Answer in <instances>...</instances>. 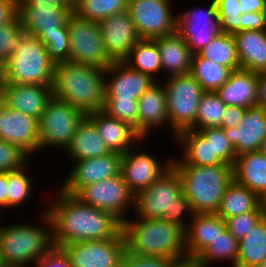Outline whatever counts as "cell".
Wrapping results in <instances>:
<instances>
[{"label": "cell", "instance_id": "obj_57", "mask_svg": "<svg viewBox=\"0 0 266 267\" xmlns=\"http://www.w3.org/2000/svg\"><path fill=\"white\" fill-rule=\"evenodd\" d=\"M4 99V80L0 72V106L3 104Z\"/></svg>", "mask_w": 266, "mask_h": 267}, {"label": "cell", "instance_id": "obj_17", "mask_svg": "<svg viewBox=\"0 0 266 267\" xmlns=\"http://www.w3.org/2000/svg\"><path fill=\"white\" fill-rule=\"evenodd\" d=\"M0 140L12 143L31 159L39 154L38 119L20 111L0 106Z\"/></svg>", "mask_w": 266, "mask_h": 267}, {"label": "cell", "instance_id": "obj_4", "mask_svg": "<svg viewBox=\"0 0 266 267\" xmlns=\"http://www.w3.org/2000/svg\"><path fill=\"white\" fill-rule=\"evenodd\" d=\"M42 209L35 222L5 225L0 217V257L5 267L32 266L54 246L51 221L46 207Z\"/></svg>", "mask_w": 266, "mask_h": 267}, {"label": "cell", "instance_id": "obj_11", "mask_svg": "<svg viewBox=\"0 0 266 267\" xmlns=\"http://www.w3.org/2000/svg\"><path fill=\"white\" fill-rule=\"evenodd\" d=\"M147 139L141 140L134 148L122 155L120 174L128 188L137 194L150 187L172 168L173 155L160 159L148 149H143ZM150 152V153H149Z\"/></svg>", "mask_w": 266, "mask_h": 267}, {"label": "cell", "instance_id": "obj_14", "mask_svg": "<svg viewBox=\"0 0 266 267\" xmlns=\"http://www.w3.org/2000/svg\"><path fill=\"white\" fill-rule=\"evenodd\" d=\"M205 8H186L177 13L176 32L186 41L193 54L199 53L221 31L214 0H209ZM203 7V8H202Z\"/></svg>", "mask_w": 266, "mask_h": 267}, {"label": "cell", "instance_id": "obj_32", "mask_svg": "<svg viewBox=\"0 0 266 267\" xmlns=\"http://www.w3.org/2000/svg\"><path fill=\"white\" fill-rule=\"evenodd\" d=\"M239 241L225 229L190 263V267H213L219 262L235 267L238 259ZM218 262V263H217Z\"/></svg>", "mask_w": 266, "mask_h": 267}, {"label": "cell", "instance_id": "obj_55", "mask_svg": "<svg viewBox=\"0 0 266 267\" xmlns=\"http://www.w3.org/2000/svg\"><path fill=\"white\" fill-rule=\"evenodd\" d=\"M41 2L45 4L64 5L65 7H70L73 10L75 8V0H15L17 9L24 4L41 3Z\"/></svg>", "mask_w": 266, "mask_h": 267}, {"label": "cell", "instance_id": "obj_5", "mask_svg": "<svg viewBox=\"0 0 266 267\" xmlns=\"http://www.w3.org/2000/svg\"><path fill=\"white\" fill-rule=\"evenodd\" d=\"M52 95L85 114L102 110L105 98V70L70 61L56 64Z\"/></svg>", "mask_w": 266, "mask_h": 267}, {"label": "cell", "instance_id": "obj_16", "mask_svg": "<svg viewBox=\"0 0 266 267\" xmlns=\"http://www.w3.org/2000/svg\"><path fill=\"white\" fill-rule=\"evenodd\" d=\"M121 159V154L110 152L101 157L69 162L71 167L67 169V175L57 186L63 192L75 195L86 185L120 174Z\"/></svg>", "mask_w": 266, "mask_h": 267}, {"label": "cell", "instance_id": "obj_58", "mask_svg": "<svg viewBox=\"0 0 266 267\" xmlns=\"http://www.w3.org/2000/svg\"><path fill=\"white\" fill-rule=\"evenodd\" d=\"M260 207L264 209V212L266 214V192L260 197Z\"/></svg>", "mask_w": 266, "mask_h": 267}, {"label": "cell", "instance_id": "obj_49", "mask_svg": "<svg viewBox=\"0 0 266 267\" xmlns=\"http://www.w3.org/2000/svg\"><path fill=\"white\" fill-rule=\"evenodd\" d=\"M32 266L34 267H71L70 260L65 251L53 246L46 254L41 256Z\"/></svg>", "mask_w": 266, "mask_h": 267}, {"label": "cell", "instance_id": "obj_59", "mask_svg": "<svg viewBox=\"0 0 266 267\" xmlns=\"http://www.w3.org/2000/svg\"><path fill=\"white\" fill-rule=\"evenodd\" d=\"M259 150L266 155V137L263 139Z\"/></svg>", "mask_w": 266, "mask_h": 267}, {"label": "cell", "instance_id": "obj_23", "mask_svg": "<svg viewBox=\"0 0 266 267\" xmlns=\"http://www.w3.org/2000/svg\"><path fill=\"white\" fill-rule=\"evenodd\" d=\"M86 117L95 125L110 152L123 155L143 140L132 126L110 117L102 110L88 113Z\"/></svg>", "mask_w": 266, "mask_h": 267}, {"label": "cell", "instance_id": "obj_36", "mask_svg": "<svg viewBox=\"0 0 266 267\" xmlns=\"http://www.w3.org/2000/svg\"><path fill=\"white\" fill-rule=\"evenodd\" d=\"M33 159L28 162V165H24L14 171L8 172V194H7V210H16L25 203H28L30 199L32 200L35 195L36 184L33 183L32 172L33 169H29L30 165L32 167ZM31 163V164H30ZM29 172V173H28ZM31 173V174H30ZM33 184H35L33 186ZM31 197V198H30Z\"/></svg>", "mask_w": 266, "mask_h": 267}, {"label": "cell", "instance_id": "obj_12", "mask_svg": "<svg viewBox=\"0 0 266 267\" xmlns=\"http://www.w3.org/2000/svg\"><path fill=\"white\" fill-rule=\"evenodd\" d=\"M75 196L83 203L112 214L121 223L128 219V213L134 209L135 194L123 181L121 174L86 185Z\"/></svg>", "mask_w": 266, "mask_h": 267}, {"label": "cell", "instance_id": "obj_51", "mask_svg": "<svg viewBox=\"0 0 266 267\" xmlns=\"http://www.w3.org/2000/svg\"><path fill=\"white\" fill-rule=\"evenodd\" d=\"M246 110V108L239 106H227L221 121V128L237 127L241 123Z\"/></svg>", "mask_w": 266, "mask_h": 267}, {"label": "cell", "instance_id": "obj_28", "mask_svg": "<svg viewBox=\"0 0 266 267\" xmlns=\"http://www.w3.org/2000/svg\"><path fill=\"white\" fill-rule=\"evenodd\" d=\"M154 40L160 53L163 78L190 73L193 53L177 32Z\"/></svg>", "mask_w": 266, "mask_h": 267}, {"label": "cell", "instance_id": "obj_6", "mask_svg": "<svg viewBox=\"0 0 266 267\" xmlns=\"http://www.w3.org/2000/svg\"><path fill=\"white\" fill-rule=\"evenodd\" d=\"M182 182V191L194 212L216 213L228 185L233 181V166L172 165Z\"/></svg>", "mask_w": 266, "mask_h": 267}, {"label": "cell", "instance_id": "obj_39", "mask_svg": "<svg viewBox=\"0 0 266 267\" xmlns=\"http://www.w3.org/2000/svg\"><path fill=\"white\" fill-rule=\"evenodd\" d=\"M128 0H75L73 13L78 17L99 22L127 11Z\"/></svg>", "mask_w": 266, "mask_h": 267}, {"label": "cell", "instance_id": "obj_8", "mask_svg": "<svg viewBox=\"0 0 266 267\" xmlns=\"http://www.w3.org/2000/svg\"><path fill=\"white\" fill-rule=\"evenodd\" d=\"M161 83L167 96L168 130L174 139L179 132L195 124L204 90L190 73L165 77Z\"/></svg>", "mask_w": 266, "mask_h": 267}, {"label": "cell", "instance_id": "obj_42", "mask_svg": "<svg viewBox=\"0 0 266 267\" xmlns=\"http://www.w3.org/2000/svg\"><path fill=\"white\" fill-rule=\"evenodd\" d=\"M221 33L234 34L242 31L241 10L238 0H214Z\"/></svg>", "mask_w": 266, "mask_h": 267}, {"label": "cell", "instance_id": "obj_25", "mask_svg": "<svg viewBox=\"0 0 266 267\" xmlns=\"http://www.w3.org/2000/svg\"><path fill=\"white\" fill-rule=\"evenodd\" d=\"M173 140L172 142L178 146L180 154L178 153L177 157L173 155L172 165L205 166L224 164L216 154H213L211 137H204L197 130H183Z\"/></svg>", "mask_w": 266, "mask_h": 267}, {"label": "cell", "instance_id": "obj_54", "mask_svg": "<svg viewBox=\"0 0 266 267\" xmlns=\"http://www.w3.org/2000/svg\"><path fill=\"white\" fill-rule=\"evenodd\" d=\"M7 194H8V172H0V217L4 215V212H2V210L3 211L7 210Z\"/></svg>", "mask_w": 266, "mask_h": 267}, {"label": "cell", "instance_id": "obj_34", "mask_svg": "<svg viewBox=\"0 0 266 267\" xmlns=\"http://www.w3.org/2000/svg\"><path fill=\"white\" fill-rule=\"evenodd\" d=\"M266 260V215L239 240L235 267H253Z\"/></svg>", "mask_w": 266, "mask_h": 267}, {"label": "cell", "instance_id": "obj_45", "mask_svg": "<svg viewBox=\"0 0 266 267\" xmlns=\"http://www.w3.org/2000/svg\"><path fill=\"white\" fill-rule=\"evenodd\" d=\"M204 137H211V146L213 147V154L225 164L234 165L236 153L233 145L226 137L224 129L222 128H204L198 130Z\"/></svg>", "mask_w": 266, "mask_h": 267}, {"label": "cell", "instance_id": "obj_43", "mask_svg": "<svg viewBox=\"0 0 266 267\" xmlns=\"http://www.w3.org/2000/svg\"><path fill=\"white\" fill-rule=\"evenodd\" d=\"M38 39L45 45L54 65L70 61L68 27H60V33L41 34Z\"/></svg>", "mask_w": 266, "mask_h": 267}, {"label": "cell", "instance_id": "obj_15", "mask_svg": "<svg viewBox=\"0 0 266 267\" xmlns=\"http://www.w3.org/2000/svg\"><path fill=\"white\" fill-rule=\"evenodd\" d=\"M61 248L71 267H119L126 243L121 231L115 238L69 243Z\"/></svg>", "mask_w": 266, "mask_h": 267}, {"label": "cell", "instance_id": "obj_20", "mask_svg": "<svg viewBox=\"0 0 266 267\" xmlns=\"http://www.w3.org/2000/svg\"><path fill=\"white\" fill-rule=\"evenodd\" d=\"M156 82L150 75L133 70L124 62H113L105 69L104 99L138 100Z\"/></svg>", "mask_w": 266, "mask_h": 267}, {"label": "cell", "instance_id": "obj_41", "mask_svg": "<svg viewBox=\"0 0 266 267\" xmlns=\"http://www.w3.org/2000/svg\"><path fill=\"white\" fill-rule=\"evenodd\" d=\"M26 34L18 15L10 22L0 25V69L15 52Z\"/></svg>", "mask_w": 266, "mask_h": 267}, {"label": "cell", "instance_id": "obj_46", "mask_svg": "<svg viewBox=\"0 0 266 267\" xmlns=\"http://www.w3.org/2000/svg\"><path fill=\"white\" fill-rule=\"evenodd\" d=\"M264 209L260 207L256 211L236 215L225 219L226 229L239 241L250 229L254 227L264 216Z\"/></svg>", "mask_w": 266, "mask_h": 267}, {"label": "cell", "instance_id": "obj_31", "mask_svg": "<svg viewBox=\"0 0 266 267\" xmlns=\"http://www.w3.org/2000/svg\"><path fill=\"white\" fill-rule=\"evenodd\" d=\"M110 153L95 125L85 117L78 125L70 145L65 149L64 156L68 162L101 157Z\"/></svg>", "mask_w": 266, "mask_h": 267}, {"label": "cell", "instance_id": "obj_26", "mask_svg": "<svg viewBox=\"0 0 266 267\" xmlns=\"http://www.w3.org/2000/svg\"><path fill=\"white\" fill-rule=\"evenodd\" d=\"M225 229V220L216 213L195 214L185 231L189 264Z\"/></svg>", "mask_w": 266, "mask_h": 267}, {"label": "cell", "instance_id": "obj_22", "mask_svg": "<svg viewBox=\"0 0 266 267\" xmlns=\"http://www.w3.org/2000/svg\"><path fill=\"white\" fill-rule=\"evenodd\" d=\"M224 132L236 156L258 151L266 137V108L259 105L247 108L241 123L224 129Z\"/></svg>", "mask_w": 266, "mask_h": 267}, {"label": "cell", "instance_id": "obj_44", "mask_svg": "<svg viewBox=\"0 0 266 267\" xmlns=\"http://www.w3.org/2000/svg\"><path fill=\"white\" fill-rule=\"evenodd\" d=\"M110 117L126 122L133 128L138 122V100L135 99H104L102 109Z\"/></svg>", "mask_w": 266, "mask_h": 267}, {"label": "cell", "instance_id": "obj_50", "mask_svg": "<svg viewBox=\"0 0 266 267\" xmlns=\"http://www.w3.org/2000/svg\"><path fill=\"white\" fill-rule=\"evenodd\" d=\"M242 31L266 30V12H246L241 14Z\"/></svg>", "mask_w": 266, "mask_h": 267}, {"label": "cell", "instance_id": "obj_1", "mask_svg": "<svg viewBox=\"0 0 266 267\" xmlns=\"http://www.w3.org/2000/svg\"><path fill=\"white\" fill-rule=\"evenodd\" d=\"M54 188L55 195L45 206L54 246L111 239L122 231V223L112 214L83 203L55 185Z\"/></svg>", "mask_w": 266, "mask_h": 267}, {"label": "cell", "instance_id": "obj_37", "mask_svg": "<svg viewBox=\"0 0 266 267\" xmlns=\"http://www.w3.org/2000/svg\"><path fill=\"white\" fill-rule=\"evenodd\" d=\"M232 70L208 59L198 53L193 54L190 74L202 86L204 92H215L225 84Z\"/></svg>", "mask_w": 266, "mask_h": 267}, {"label": "cell", "instance_id": "obj_2", "mask_svg": "<svg viewBox=\"0 0 266 267\" xmlns=\"http://www.w3.org/2000/svg\"><path fill=\"white\" fill-rule=\"evenodd\" d=\"M129 218L122 223L126 250L142 256L173 258L182 267H190L183 228L160 219Z\"/></svg>", "mask_w": 266, "mask_h": 267}, {"label": "cell", "instance_id": "obj_40", "mask_svg": "<svg viewBox=\"0 0 266 267\" xmlns=\"http://www.w3.org/2000/svg\"><path fill=\"white\" fill-rule=\"evenodd\" d=\"M226 107L215 92H204L198 104L195 124L190 129L221 128Z\"/></svg>", "mask_w": 266, "mask_h": 267}, {"label": "cell", "instance_id": "obj_61", "mask_svg": "<svg viewBox=\"0 0 266 267\" xmlns=\"http://www.w3.org/2000/svg\"><path fill=\"white\" fill-rule=\"evenodd\" d=\"M0 267H5L4 264H3V262H2L1 257H0Z\"/></svg>", "mask_w": 266, "mask_h": 267}, {"label": "cell", "instance_id": "obj_52", "mask_svg": "<svg viewBox=\"0 0 266 267\" xmlns=\"http://www.w3.org/2000/svg\"><path fill=\"white\" fill-rule=\"evenodd\" d=\"M16 15L15 0H0V25L10 22Z\"/></svg>", "mask_w": 266, "mask_h": 267}, {"label": "cell", "instance_id": "obj_13", "mask_svg": "<svg viewBox=\"0 0 266 267\" xmlns=\"http://www.w3.org/2000/svg\"><path fill=\"white\" fill-rule=\"evenodd\" d=\"M173 0H128L127 12L140 39H155L176 32ZM172 5V6H171Z\"/></svg>", "mask_w": 266, "mask_h": 267}, {"label": "cell", "instance_id": "obj_19", "mask_svg": "<svg viewBox=\"0 0 266 267\" xmlns=\"http://www.w3.org/2000/svg\"><path fill=\"white\" fill-rule=\"evenodd\" d=\"M106 53L113 62H123L140 40L131 15L125 11L98 22Z\"/></svg>", "mask_w": 266, "mask_h": 267}, {"label": "cell", "instance_id": "obj_9", "mask_svg": "<svg viewBox=\"0 0 266 267\" xmlns=\"http://www.w3.org/2000/svg\"><path fill=\"white\" fill-rule=\"evenodd\" d=\"M85 117L82 110L53 97L38 120L39 152L59 149L63 153Z\"/></svg>", "mask_w": 266, "mask_h": 267}, {"label": "cell", "instance_id": "obj_56", "mask_svg": "<svg viewBox=\"0 0 266 267\" xmlns=\"http://www.w3.org/2000/svg\"><path fill=\"white\" fill-rule=\"evenodd\" d=\"M258 105L266 108V72L258 73Z\"/></svg>", "mask_w": 266, "mask_h": 267}, {"label": "cell", "instance_id": "obj_27", "mask_svg": "<svg viewBox=\"0 0 266 267\" xmlns=\"http://www.w3.org/2000/svg\"><path fill=\"white\" fill-rule=\"evenodd\" d=\"M215 93L226 106L249 108L258 105V73L238 69L231 72L228 80Z\"/></svg>", "mask_w": 266, "mask_h": 267}, {"label": "cell", "instance_id": "obj_53", "mask_svg": "<svg viewBox=\"0 0 266 267\" xmlns=\"http://www.w3.org/2000/svg\"><path fill=\"white\" fill-rule=\"evenodd\" d=\"M242 6L241 14L246 12H266V0H238Z\"/></svg>", "mask_w": 266, "mask_h": 267}, {"label": "cell", "instance_id": "obj_33", "mask_svg": "<svg viewBox=\"0 0 266 267\" xmlns=\"http://www.w3.org/2000/svg\"><path fill=\"white\" fill-rule=\"evenodd\" d=\"M259 208L260 197L249 188L233 180L226 188L216 214L225 220L236 215L256 211Z\"/></svg>", "mask_w": 266, "mask_h": 267}, {"label": "cell", "instance_id": "obj_60", "mask_svg": "<svg viewBox=\"0 0 266 267\" xmlns=\"http://www.w3.org/2000/svg\"><path fill=\"white\" fill-rule=\"evenodd\" d=\"M253 267H266V260L263 263L258 264V265L253 266Z\"/></svg>", "mask_w": 266, "mask_h": 267}, {"label": "cell", "instance_id": "obj_24", "mask_svg": "<svg viewBox=\"0 0 266 267\" xmlns=\"http://www.w3.org/2000/svg\"><path fill=\"white\" fill-rule=\"evenodd\" d=\"M53 98L52 87L36 84H4L3 103L28 116L40 119Z\"/></svg>", "mask_w": 266, "mask_h": 267}, {"label": "cell", "instance_id": "obj_29", "mask_svg": "<svg viewBox=\"0 0 266 267\" xmlns=\"http://www.w3.org/2000/svg\"><path fill=\"white\" fill-rule=\"evenodd\" d=\"M240 69L266 72V30H246L232 34Z\"/></svg>", "mask_w": 266, "mask_h": 267}, {"label": "cell", "instance_id": "obj_18", "mask_svg": "<svg viewBox=\"0 0 266 267\" xmlns=\"http://www.w3.org/2000/svg\"><path fill=\"white\" fill-rule=\"evenodd\" d=\"M72 14L70 7L42 2L24 4L17 9L22 28L37 38L41 34L60 33V27H67Z\"/></svg>", "mask_w": 266, "mask_h": 267}, {"label": "cell", "instance_id": "obj_3", "mask_svg": "<svg viewBox=\"0 0 266 267\" xmlns=\"http://www.w3.org/2000/svg\"><path fill=\"white\" fill-rule=\"evenodd\" d=\"M131 214L136 218L160 219L186 231L196 213L182 191L178 173L171 168L150 187L135 194Z\"/></svg>", "mask_w": 266, "mask_h": 267}, {"label": "cell", "instance_id": "obj_35", "mask_svg": "<svg viewBox=\"0 0 266 267\" xmlns=\"http://www.w3.org/2000/svg\"><path fill=\"white\" fill-rule=\"evenodd\" d=\"M123 62L133 70L150 75L156 81L163 79H159L162 77L161 58L154 39H140Z\"/></svg>", "mask_w": 266, "mask_h": 267}, {"label": "cell", "instance_id": "obj_30", "mask_svg": "<svg viewBox=\"0 0 266 267\" xmlns=\"http://www.w3.org/2000/svg\"><path fill=\"white\" fill-rule=\"evenodd\" d=\"M233 180L261 197L266 192V155L258 150L236 156Z\"/></svg>", "mask_w": 266, "mask_h": 267}, {"label": "cell", "instance_id": "obj_47", "mask_svg": "<svg viewBox=\"0 0 266 267\" xmlns=\"http://www.w3.org/2000/svg\"><path fill=\"white\" fill-rule=\"evenodd\" d=\"M30 160L31 158L18 146L0 140V172L17 170Z\"/></svg>", "mask_w": 266, "mask_h": 267}, {"label": "cell", "instance_id": "obj_7", "mask_svg": "<svg viewBox=\"0 0 266 267\" xmlns=\"http://www.w3.org/2000/svg\"><path fill=\"white\" fill-rule=\"evenodd\" d=\"M54 67L45 45L37 37L26 34L0 72L4 84L51 86Z\"/></svg>", "mask_w": 266, "mask_h": 267}, {"label": "cell", "instance_id": "obj_48", "mask_svg": "<svg viewBox=\"0 0 266 267\" xmlns=\"http://www.w3.org/2000/svg\"><path fill=\"white\" fill-rule=\"evenodd\" d=\"M119 267H182L175 259L163 256H142L125 250Z\"/></svg>", "mask_w": 266, "mask_h": 267}, {"label": "cell", "instance_id": "obj_38", "mask_svg": "<svg viewBox=\"0 0 266 267\" xmlns=\"http://www.w3.org/2000/svg\"><path fill=\"white\" fill-rule=\"evenodd\" d=\"M198 54L202 58L228 67L232 71L240 69L237 49L232 34L220 33Z\"/></svg>", "mask_w": 266, "mask_h": 267}, {"label": "cell", "instance_id": "obj_21", "mask_svg": "<svg viewBox=\"0 0 266 267\" xmlns=\"http://www.w3.org/2000/svg\"><path fill=\"white\" fill-rule=\"evenodd\" d=\"M164 127L168 129L167 96L161 81H157L138 99V122L134 129L148 139L152 132Z\"/></svg>", "mask_w": 266, "mask_h": 267}, {"label": "cell", "instance_id": "obj_10", "mask_svg": "<svg viewBox=\"0 0 266 267\" xmlns=\"http://www.w3.org/2000/svg\"><path fill=\"white\" fill-rule=\"evenodd\" d=\"M70 62L107 69L113 61L106 53L98 22L72 14L67 21Z\"/></svg>", "mask_w": 266, "mask_h": 267}]
</instances>
